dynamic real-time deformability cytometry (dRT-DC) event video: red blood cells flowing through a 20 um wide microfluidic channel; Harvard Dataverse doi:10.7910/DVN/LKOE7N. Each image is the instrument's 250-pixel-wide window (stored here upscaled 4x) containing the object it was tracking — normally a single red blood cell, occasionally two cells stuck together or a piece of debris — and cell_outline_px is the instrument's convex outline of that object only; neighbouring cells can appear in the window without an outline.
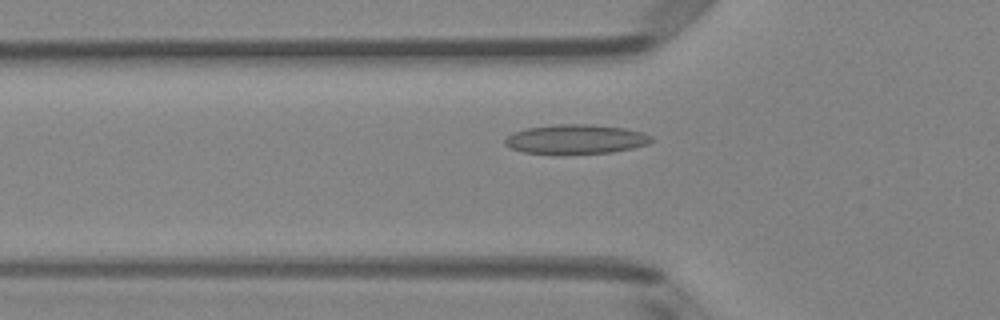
{"species": "Egyptian fruit bat (a non-hibernating species)", "species_latin": "Rousettus aegyptiacus", "temperature_condition": "room temperature", "stored_images_in_passage": 48, "camera_frame_rate_fps": 3000, "um_per_image_px": 0.085, "animal": {"sex": "female"}, "frame": {"image": 1, "passage_image": 17, "time_ms": 5.333, "image_size_px": [1000, 320], "cell_outline_px": [[656, 140], [648, 144], [632, 148], [612, 152], [524, 152], [512, 148], [504, 144], [504, 140], [508, 136], [516, 132], [528, 128], [556, 124], [592, 124], [624, 128], [644, 132], [652, 136]], "centroid_in_image_um": [49.03, 11.8], "position_along_channel_um": 76.8, "area_um2": 24.45}}
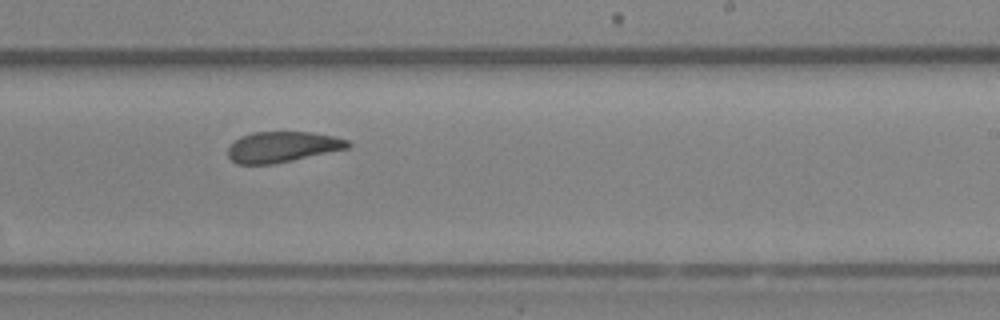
{"frame": {"image": 2, "passage_image": 31, "time_ms": 10.0, "image_size_px": [1000, 320], "cell_outline_px": [[352, 144], [348, 148], [292, 160], [272, 164], [236, 164], [228, 156], [228, 148], [240, 136], [252, 132], [312, 132], [332, 136], [348, 140]], "centroid_in_image_um": [23.99, 12.48], "position_along_channel_um": 265.0, "area_um2": 21.27}}
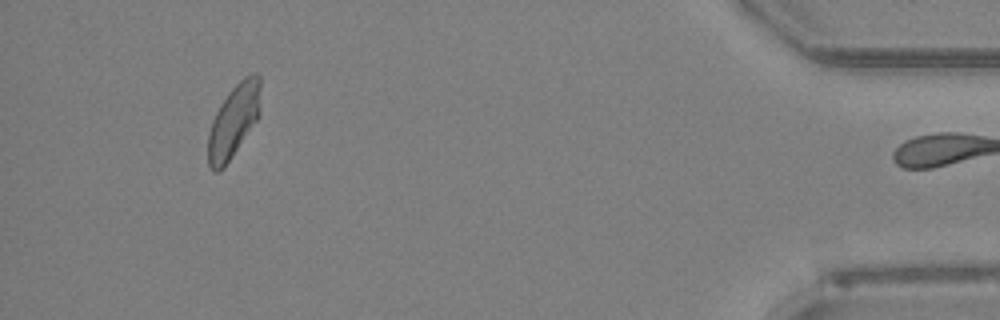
{"frame": {"image": 3, "passage_image": 47, "time_ms": 15.333, "image_size_px": [1000, 320], "cell_outline_px": [[260, 112], [256, 120], [224, 168], [216, 172], [208, 164], [208, 132], [212, 120], [220, 104], [228, 92], [244, 76], [252, 72], [256, 72], [260, 76]], "centroid_in_image_um": [19.86, 10.24], "position_along_channel_um": 415.3, "area_um2": 22.2}, "authors_computed_cell_mechanics": {"area_um2": 22.7732, "velocity_mm_per_s": 4.0364, "shape_relaxation_time_tau1_ms": 10.0469, "shape_relaxation_time_tau2_ms": 2.4137, "deformation_change_tau1": 0.2008, "deformation_change_tau2": 0.0804}}